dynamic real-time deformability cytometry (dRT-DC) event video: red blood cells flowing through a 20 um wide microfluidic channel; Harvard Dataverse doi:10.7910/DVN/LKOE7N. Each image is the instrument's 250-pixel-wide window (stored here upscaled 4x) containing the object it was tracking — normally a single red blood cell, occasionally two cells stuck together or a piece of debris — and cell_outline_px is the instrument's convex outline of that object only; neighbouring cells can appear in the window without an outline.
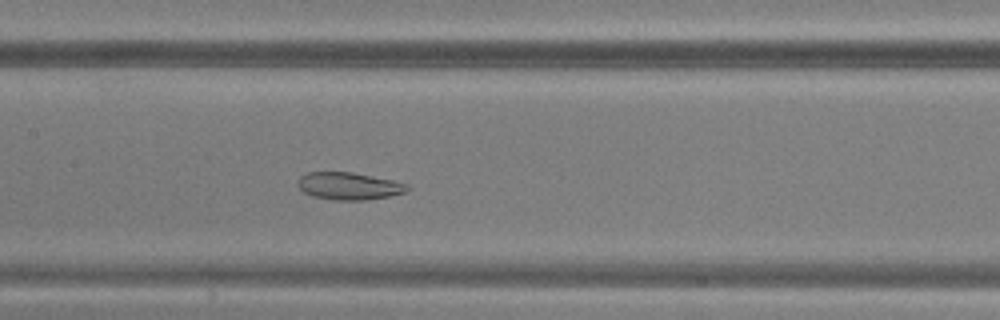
{"species": "common noctule bat (a hibernating species)", "species_latin": "Nyctalus noctula", "temperature_condition": "warm", "stored_images_in_passage": 43, "camera_frame_rate_fps": 3000, "um_per_image_px": 0.085, "animal": {"sex": "male", "body_mass_g": 20.5, "forearm_length_mm": 52.5}, "frame": {"image": 1, "passage_image": 19, "time_ms": 6.0, "image_size_px": [1000, 320], "cell_outline_px": [[412, 188], [404, 192], [388, 196], [364, 200], [332, 200], [312, 196], [304, 192], [300, 188], [300, 176], [308, 172], [352, 172], [392, 180], [408, 184]], "centroid_in_image_um": [29.68, 15.81], "position_along_channel_um": 177.7, "area_um2": 17.28}}
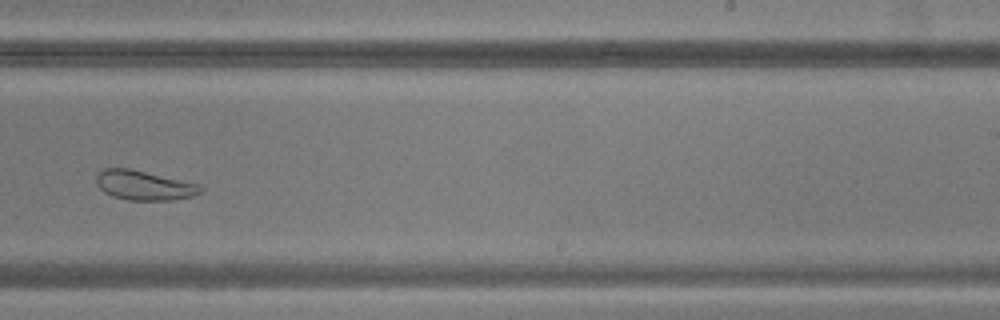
{"frame": {"image": 2, "passage_image": 26, "time_ms": 8.333, "image_size_px": [1000, 320], "cell_outline_px": [[204, 188], [200, 192], [192, 196], [172, 200], [128, 200], [112, 196], [104, 192], [96, 184], [96, 172], [104, 168], [128, 168], [200, 184]], "centroid_in_image_um": [12.21, 15.75], "position_along_channel_um": 276.8, "area_um2": 17.98}}
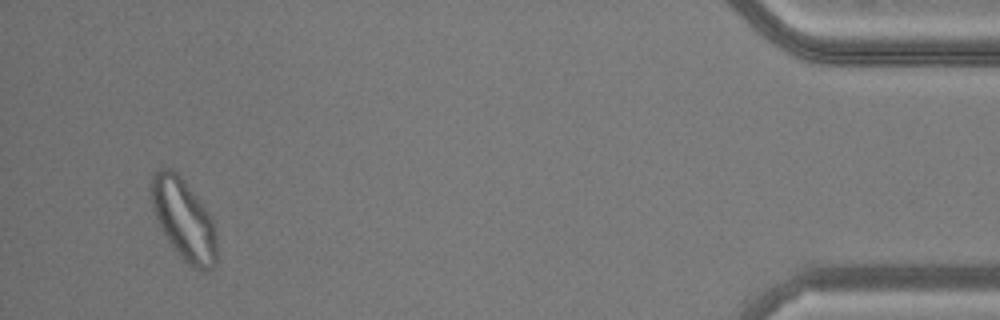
{"frame": {"image": 3, "passage_image": 41, "time_ms": 13.333, "image_size_px": [1000, 320], "cell_outline_px": [[216, 264], [208, 268], [196, 268], [188, 264], [176, 252], [160, 228], [156, 220], [152, 208], [148, 192], [152, 172], [160, 168], [172, 168], [184, 180], [208, 212], [212, 220], [216, 232]], "centroid_in_image_um": [15.55, 18.58], "position_along_channel_um": 419.7, "area_um2": 31.04}}